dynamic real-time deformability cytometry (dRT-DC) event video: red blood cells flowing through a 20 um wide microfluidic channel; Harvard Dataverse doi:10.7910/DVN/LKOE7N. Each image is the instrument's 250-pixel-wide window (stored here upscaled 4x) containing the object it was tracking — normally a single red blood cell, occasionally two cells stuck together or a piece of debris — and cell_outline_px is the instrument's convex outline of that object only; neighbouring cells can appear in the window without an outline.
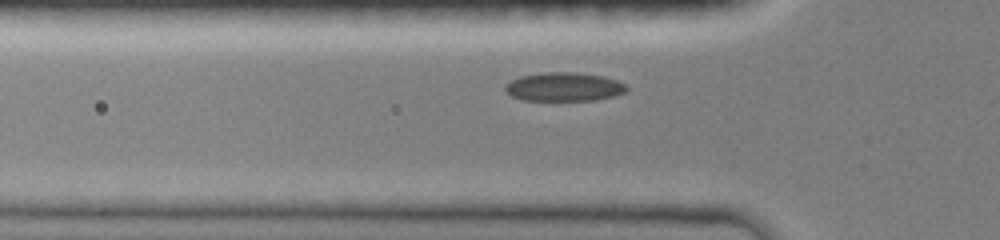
{"species": "common noctule bat (a hibernating species)", "species_latin": "Nyctalus noctula", "temperature_condition": "room temperature", "stored_images_in_passage": 36, "camera_frame_rate_fps": 3000, "um_per_image_px": 0.085, "animal": {"sex": "female", "body_mass_g": 19.0, "forearm_length_mm": 51.5}, "frame": {"image": 1, "passage_image": 8, "time_ms": 2.333, "image_size_px": [1000, 240], "cell_outline_px": [[628, 88], [624, 92], [612, 96], [596, 100], [524, 100], [512, 96], [504, 88], [504, 84], [520, 76], [544, 72], [576, 72], [604, 76], [616, 80], [624, 84]], "centroid_in_image_um": [47.92, 7.37], "position_along_channel_um": 77.9, "area_um2": 20.23}}
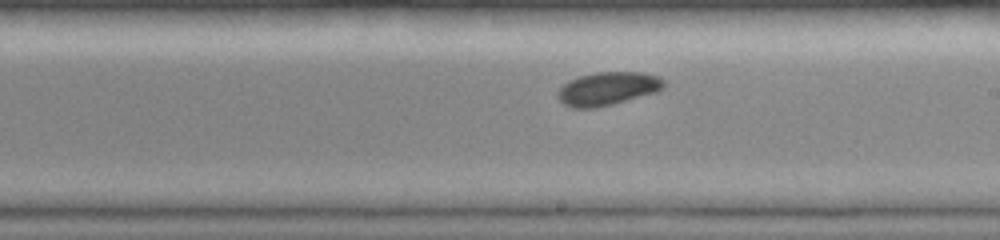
{"frame": {"image": 2, "passage_image": 20, "time_ms": 6.333, "image_size_px": [1000, 240], "cell_outline_px": [[664, 88], [656, 92], [612, 104], [596, 108], [572, 108], [564, 104], [556, 96], [556, 92], [568, 80], [580, 76], [596, 72], [644, 72], [660, 76], [664, 80]], "centroid_in_image_um": [51.65, 7.53], "position_along_channel_um": 237.3, "area_um2": 20.69}}
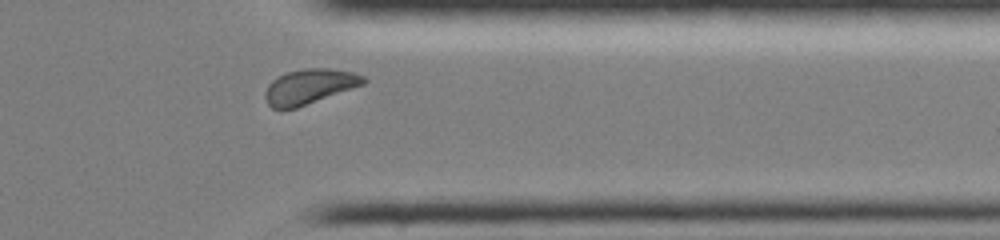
{"frame": {"image": 3, "passage_image": 31, "time_ms": 10.0, "image_size_px": [1000, 240], "cell_outline_px": [[368, 80], [364, 84], [296, 108], [272, 108], [268, 104], [264, 96], [264, 92], [268, 84], [272, 80], [288, 72], [304, 68], [328, 68], [352, 72], [364, 76]], "centroid_in_image_um": [26.3, 7.35], "position_along_channel_um": 385.1, "area_um2": 19.83}}